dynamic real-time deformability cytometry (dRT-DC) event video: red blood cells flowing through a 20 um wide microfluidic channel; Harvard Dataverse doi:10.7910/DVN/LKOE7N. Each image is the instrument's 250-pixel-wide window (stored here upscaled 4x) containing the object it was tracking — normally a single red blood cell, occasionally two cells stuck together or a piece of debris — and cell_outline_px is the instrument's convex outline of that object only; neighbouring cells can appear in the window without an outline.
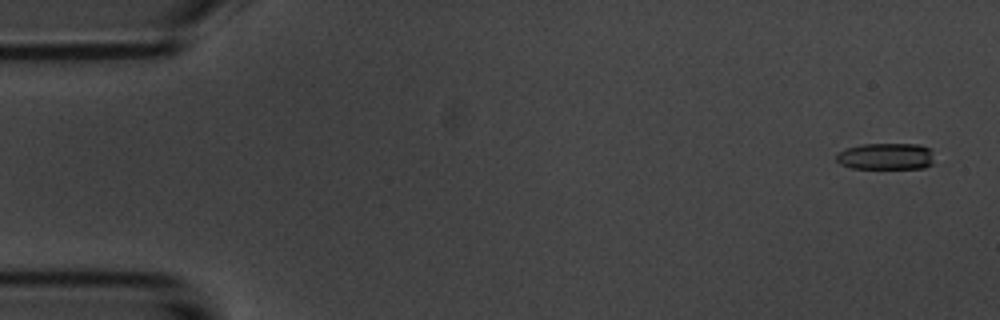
{"species": "common noctule bat (a hibernating species)", "species_latin": "Nyctalus noctula", "temperature_condition": "room temperature", "stored_images_in_passage": 5, "camera_frame_rate_fps": 3000, "um_per_image_px": 0.085, "animal": {"sex": "male", "body_mass_g": 20.1, "forearm_length_mm": 53.5}, "frame": {"image": 1, "passage_image": 1, "time_ms": 0.0, "image_size_px": [1000, 320], "cell_outline_px": [[932, 164], [924, 168], [852, 168], [840, 164], [836, 160], [836, 152], [844, 148], [860, 144], [920, 144], [932, 148]], "centroid_in_image_um": [75.28, 13.28], "position_along_channel_um": 9.7, "area_um2": 15.43}}
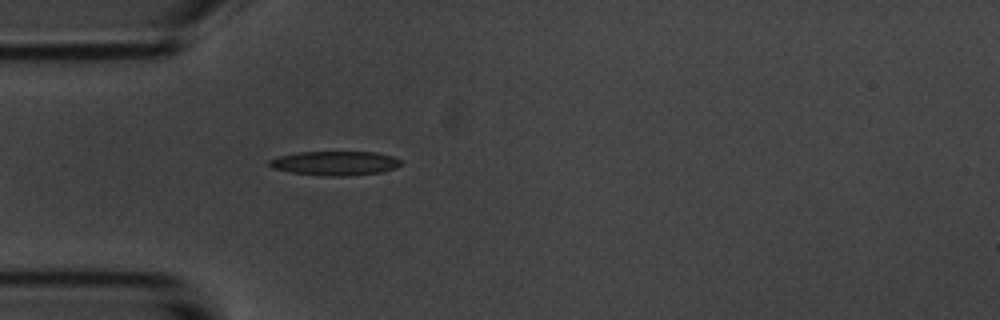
{"frame": {"image": 2, "passage_image": 5, "time_ms": 4.667, "image_size_px": [1000, 320], "cell_outline_px": [[400, 164], [396, 168], [384, 172], [344, 176], [320, 176], [292, 172], [272, 168], [268, 164], [268, 160], [280, 156], [296, 152], [376, 152], [392, 156], [400, 160]], "centroid_in_image_um": [28.47, 13.88], "position_along_channel_um": 56.5, "area_um2": 18.61}}